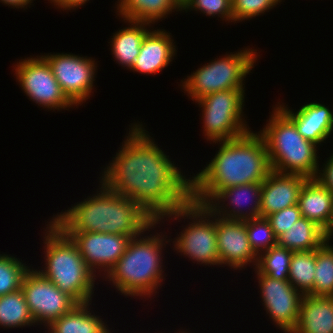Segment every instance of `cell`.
<instances>
[{
  "mask_svg": "<svg viewBox=\"0 0 333 333\" xmlns=\"http://www.w3.org/2000/svg\"><path fill=\"white\" fill-rule=\"evenodd\" d=\"M258 132L267 148L271 170L315 178L319 168L318 147L306 140L294 122L276 105Z\"/></svg>",
  "mask_w": 333,
  "mask_h": 333,
  "instance_id": "obj_6",
  "label": "cell"
},
{
  "mask_svg": "<svg viewBox=\"0 0 333 333\" xmlns=\"http://www.w3.org/2000/svg\"><path fill=\"white\" fill-rule=\"evenodd\" d=\"M293 251L278 245L258 255L255 274H264L277 280H288Z\"/></svg>",
  "mask_w": 333,
  "mask_h": 333,
  "instance_id": "obj_29",
  "label": "cell"
},
{
  "mask_svg": "<svg viewBox=\"0 0 333 333\" xmlns=\"http://www.w3.org/2000/svg\"><path fill=\"white\" fill-rule=\"evenodd\" d=\"M36 57H25L13 66L18 85L28 99L50 111L75 108L59 86L46 59L42 54Z\"/></svg>",
  "mask_w": 333,
  "mask_h": 333,
  "instance_id": "obj_10",
  "label": "cell"
},
{
  "mask_svg": "<svg viewBox=\"0 0 333 333\" xmlns=\"http://www.w3.org/2000/svg\"><path fill=\"white\" fill-rule=\"evenodd\" d=\"M144 127L140 122L131 124L99 182L134 200L159 220L192 201L191 178L181 172Z\"/></svg>",
  "mask_w": 333,
  "mask_h": 333,
  "instance_id": "obj_1",
  "label": "cell"
},
{
  "mask_svg": "<svg viewBox=\"0 0 333 333\" xmlns=\"http://www.w3.org/2000/svg\"><path fill=\"white\" fill-rule=\"evenodd\" d=\"M279 3L281 0H232L233 23L263 16Z\"/></svg>",
  "mask_w": 333,
  "mask_h": 333,
  "instance_id": "obj_33",
  "label": "cell"
},
{
  "mask_svg": "<svg viewBox=\"0 0 333 333\" xmlns=\"http://www.w3.org/2000/svg\"><path fill=\"white\" fill-rule=\"evenodd\" d=\"M42 56L62 91L75 106H81L90 99L97 75L96 59L71 53H44Z\"/></svg>",
  "mask_w": 333,
  "mask_h": 333,
  "instance_id": "obj_12",
  "label": "cell"
},
{
  "mask_svg": "<svg viewBox=\"0 0 333 333\" xmlns=\"http://www.w3.org/2000/svg\"><path fill=\"white\" fill-rule=\"evenodd\" d=\"M292 333H333V297L304 294Z\"/></svg>",
  "mask_w": 333,
  "mask_h": 333,
  "instance_id": "obj_21",
  "label": "cell"
},
{
  "mask_svg": "<svg viewBox=\"0 0 333 333\" xmlns=\"http://www.w3.org/2000/svg\"><path fill=\"white\" fill-rule=\"evenodd\" d=\"M65 234L76 244L89 269L95 275L98 272L97 277H102L103 274V277H105L124 254L131 240L130 236L121 234L95 232ZM101 272H103L102 275Z\"/></svg>",
  "mask_w": 333,
  "mask_h": 333,
  "instance_id": "obj_14",
  "label": "cell"
},
{
  "mask_svg": "<svg viewBox=\"0 0 333 333\" xmlns=\"http://www.w3.org/2000/svg\"><path fill=\"white\" fill-rule=\"evenodd\" d=\"M117 16L125 20L155 24L172 12H181L178 0H118Z\"/></svg>",
  "mask_w": 333,
  "mask_h": 333,
  "instance_id": "obj_23",
  "label": "cell"
},
{
  "mask_svg": "<svg viewBox=\"0 0 333 333\" xmlns=\"http://www.w3.org/2000/svg\"><path fill=\"white\" fill-rule=\"evenodd\" d=\"M0 2L8 7L11 6V8H24L25 10V8L27 9V7L32 5L31 3H33V0H0Z\"/></svg>",
  "mask_w": 333,
  "mask_h": 333,
  "instance_id": "obj_37",
  "label": "cell"
},
{
  "mask_svg": "<svg viewBox=\"0 0 333 333\" xmlns=\"http://www.w3.org/2000/svg\"><path fill=\"white\" fill-rule=\"evenodd\" d=\"M331 243L325 241L316 249L314 284L309 295L333 297V245Z\"/></svg>",
  "mask_w": 333,
  "mask_h": 333,
  "instance_id": "obj_28",
  "label": "cell"
},
{
  "mask_svg": "<svg viewBox=\"0 0 333 333\" xmlns=\"http://www.w3.org/2000/svg\"><path fill=\"white\" fill-rule=\"evenodd\" d=\"M301 216L326 231L333 217V194L315 178H308L299 193Z\"/></svg>",
  "mask_w": 333,
  "mask_h": 333,
  "instance_id": "obj_20",
  "label": "cell"
},
{
  "mask_svg": "<svg viewBox=\"0 0 333 333\" xmlns=\"http://www.w3.org/2000/svg\"><path fill=\"white\" fill-rule=\"evenodd\" d=\"M332 236H333V217H332V221L328 227V229L325 231V238H326V241H329L332 239Z\"/></svg>",
  "mask_w": 333,
  "mask_h": 333,
  "instance_id": "obj_38",
  "label": "cell"
},
{
  "mask_svg": "<svg viewBox=\"0 0 333 333\" xmlns=\"http://www.w3.org/2000/svg\"><path fill=\"white\" fill-rule=\"evenodd\" d=\"M100 183L96 194L58 212L50 220L64 233H110L131 238L140 235L155 221L134 200Z\"/></svg>",
  "mask_w": 333,
  "mask_h": 333,
  "instance_id": "obj_3",
  "label": "cell"
},
{
  "mask_svg": "<svg viewBox=\"0 0 333 333\" xmlns=\"http://www.w3.org/2000/svg\"><path fill=\"white\" fill-rule=\"evenodd\" d=\"M308 178L299 174L271 170L261 183L260 217L298 204V197Z\"/></svg>",
  "mask_w": 333,
  "mask_h": 333,
  "instance_id": "obj_17",
  "label": "cell"
},
{
  "mask_svg": "<svg viewBox=\"0 0 333 333\" xmlns=\"http://www.w3.org/2000/svg\"><path fill=\"white\" fill-rule=\"evenodd\" d=\"M245 224L251 248L257 255L277 245V237L266 217L248 219Z\"/></svg>",
  "mask_w": 333,
  "mask_h": 333,
  "instance_id": "obj_31",
  "label": "cell"
},
{
  "mask_svg": "<svg viewBox=\"0 0 333 333\" xmlns=\"http://www.w3.org/2000/svg\"><path fill=\"white\" fill-rule=\"evenodd\" d=\"M190 10V11H189ZM199 11L206 16H218L228 23L233 22L232 0H185L181 4L182 12Z\"/></svg>",
  "mask_w": 333,
  "mask_h": 333,
  "instance_id": "obj_32",
  "label": "cell"
},
{
  "mask_svg": "<svg viewBox=\"0 0 333 333\" xmlns=\"http://www.w3.org/2000/svg\"><path fill=\"white\" fill-rule=\"evenodd\" d=\"M158 224L161 225L158 220H155L140 235L132 237L124 254L103 277L109 281L108 283H113L111 285L119 291V294L131 296V298L146 299L147 297L148 299L153 294V296L156 295L161 283L165 280L162 251L172 238L166 239L168 238L165 235L166 231L164 235L162 232L149 234V231L154 230ZM145 232L149 235L145 236Z\"/></svg>",
  "mask_w": 333,
  "mask_h": 333,
  "instance_id": "obj_4",
  "label": "cell"
},
{
  "mask_svg": "<svg viewBox=\"0 0 333 333\" xmlns=\"http://www.w3.org/2000/svg\"><path fill=\"white\" fill-rule=\"evenodd\" d=\"M21 290L36 325L49 326L78 303L33 267L25 273Z\"/></svg>",
  "mask_w": 333,
  "mask_h": 333,
  "instance_id": "obj_11",
  "label": "cell"
},
{
  "mask_svg": "<svg viewBox=\"0 0 333 333\" xmlns=\"http://www.w3.org/2000/svg\"><path fill=\"white\" fill-rule=\"evenodd\" d=\"M43 235L44 269L38 271L78 304L91 302L98 278L83 260L76 244L51 220Z\"/></svg>",
  "mask_w": 333,
  "mask_h": 333,
  "instance_id": "obj_5",
  "label": "cell"
},
{
  "mask_svg": "<svg viewBox=\"0 0 333 333\" xmlns=\"http://www.w3.org/2000/svg\"><path fill=\"white\" fill-rule=\"evenodd\" d=\"M55 8L62 10H76L82 5L86 4L89 0H48Z\"/></svg>",
  "mask_w": 333,
  "mask_h": 333,
  "instance_id": "obj_36",
  "label": "cell"
},
{
  "mask_svg": "<svg viewBox=\"0 0 333 333\" xmlns=\"http://www.w3.org/2000/svg\"><path fill=\"white\" fill-rule=\"evenodd\" d=\"M324 162L323 166L318 168L315 179L333 194V153Z\"/></svg>",
  "mask_w": 333,
  "mask_h": 333,
  "instance_id": "obj_35",
  "label": "cell"
},
{
  "mask_svg": "<svg viewBox=\"0 0 333 333\" xmlns=\"http://www.w3.org/2000/svg\"><path fill=\"white\" fill-rule=\"evenodd\" d=\"M316 265V249L293 252L288 281L299 292L309 294L313 290Z\"/></svg>",
  "mask_w": 333,
  "mask_h": 333,
  "instance_id": "obj_27",
  "label": "cell"
},
{
  "mask_svg": "<svg viewBox=\"0 0 333 333\" xmlns=\"http://www.w3.org/2000/svg\"><path fill=\"white\" fill-rule=\"evenodd\" d=\"M165 218L169 221L170 218L190 219L187 221V227L184 226L172 241L174 252L176 250L177 254L187 256L189 260L194 261L193 263L219 266L215 214L206 205L191 201L158 221L164 223Z\"/></svg>",
  "mask_w": 333,
  "mask_h": 333,
  "instance_id": "obj_8",
  "label": "cell"
},
{
  "mask_svg": "<svg viewBox=\"0 0 333 333\" xmlns=\"http://www.w3.org/2000/svg\"><path fill=\"white\" fill-rule=\"evenodd\" d=\"M215 222L219 267L229 266L233 270L245 269L247 265L256 267L258 255L251 248L245 220H229L215 215Z\"/></svg>",
  "mask_w": 333,
  "mask_h": 333,
  "instance_id": "obj_15",
  "label": "cell"
},
{
  "mask_svg": "<svg viewBox=\"0 0 333 333\" xmlns=\"http://www.w3.org/2000/svg\"><path fill=\"white\" fill-rule=\"evenodd\" d=\"M301 212L298 204L287 207L280 211L266 216L276 237L289 230L291 226L300 218Z\"/></svg>",
  "mask_w": 333,
  "mask_h": 333,
  "instance_id": "obj_34",
  "label": "cell"
},
{
  "mask_svg": "<svg viewBox=\"0 0 333 333\" xmlns=\"http://www.w3.org/2000/svg\"><path fill=\"white\" fill-rule=\"evenodd\" d=\"M219 144L206 166L191 177L192 201L207 205L221 190L248 183H262L271 171L266 144L254 131Z\"/></svg>",
  "mask_w": 333,
  "mask_h": 333,
  "instance_id": "obj_2",
  "label": "cell"
},
{
  "mask_svg": "<svg viewBox=\"0 0 333 333\" xmlns=\"http://www.w3.org/2000/svg\"><path fill=\"white\" fill-rule=\"evenodd\" d=\"M91 303L77 304L49 327L56 333H112L103 319L92 312Z\"/></svg>",
  "mask_w": 333,
  "mask_h": 333,
  "instance_id": "obj_24",
  "label": "cell"
},
{
  "mask_svg": "<svg viewBox=\"0 0 333 333\" xmlns=\"http://www.w3.org/2000/svg\"><path fill=\"white\" fill-rule=\"evenodd\" d=\"M11 254H0V296L21 289L25 273L31 266Z\"/></svg>",
  "mask_w": 333,
  "mask_h": 333,
  "instance_id": "obj_30",
  "label": "cell"
},
{
  "mask_svg": "<svg viewBox=\"0 0 333 333\" xmlns=\"http://www.w3.org/2000/svg\"><path fill=\"white\" fill-rule=\"evenodd\" d=\"M325 241V231L305 217H300L288 231L277 237L279 247L293 252L315 250Z\"/></svg>",
  "mask_w": 333,
  "mask_h": 333,
  "instance_id": "obj_25",
  "label": "cell"
},
{
  "mask_svg": "<svg viewBox=\"0 0 333 333\" xmlns=\"http://www.w3.org/2000/svg\"><path fill=\"white\" fill-rule=\"evenodd\" d=\"M153 29L144 37L139 54L130 71L144 75L160 73L174 60V56L176 57L177 46L174 45L172 34L162 28Z\"/></svg>",
  "mask_w": 333,
  "mask_h": 333,
  "instance_id": "obj_19",
  "label": "cell"
},
{
  "mask_svg": "<svg viewBox=\"0 0 333 333\" xmlns=\"http://www.w3.org/2000/svg\"><path fill=\"white\" fill-rule=\"evenodd\" d=\"M262 305L273 324L284 333L295 329L303 294L288 280H277L264 274H256Z\"/></svg>",
  "mask_w": 333,
  "mask_h": 333,
  "instance_id": "obj_13",
  "label": "cell"
},
{
  "mask_svg": "<svg viewBox=\"0 0 333 333\" xmlns=\"http://www.w3.org/2000/svg\"><path fill=\"white\" fill-rule=\"evenodd\" d=\"M45 329L47 328L48 329V331H46L45 330V332H47V333H56V332H54L53 331V329H51L49 326H43Z\"/></svg>",
  "mask_w": 333,
  "mask_h": 333,
  "instance_id": "obj_39",
  "label": "cell"
},
{
  "mask_svg": "<svg viewBox=\"0 0 333 333\" xmlns=\"http://www.w3.org/2000/svg\"><path fill=\"white\" fill-rule=\"evenodd\" d=\"M36 325L23 291L0 296V326L3 329L30 327Z\"/></svg>",
  "mask_w": 333,
  "mask_h": 333,
  "instance_id": "obj_26",
  "label": "cell"
},
{
  "mask_svg": "<svg viewBox=\"0 0 333 333\" xmlns=\"http://www.w3.org/2000/svg\"><path fill=\"white\" fill-rule=\"evenodd\" d=\"M258 56L256 49L247 47L236 53H226L224 57L217 56V60L205 63L190 76L183 78L180 82L181 89L193 102L210 93L245 89L244 78L252 73L256 60H259Z\"/></svg>",
  "mask_w": 333,
  "mask_h": 333,
  "instance_id": "obj_7",
  "label": "cell"
},
{
  "mask_svg": "<svg viewBox=\"0 0 333 333\" xmlns=\"http://www.w3.org/2000/svg\"><path fill=\"white\" fill-rule=\"evenodd\" d=\"M244 205L248 208H245ZM206 206L215 215L224 219L248 220L260 217L261 183H248L225 188Z\"/></svg>",
  "mask_w": 333,
  "mask_h": 333,
  "instance_id": "obj_16",
  "label": "cell"
},
{
  "mask_svg": "<svg viewBox=\"0 0 333 333\" xmlns=\"http://www.w3.org/2000/svg\"><path fill=\"white\" fill-rule=\"evenodd\" d=\"M277 105L295 124L298 132L316 145H323L333 133V111L319 102H310L300 107L298 111L289 109L286 103ZM286 105V106H285ZM295 112V113H294Z\"/></svg>",
  "mask_w": 333,
  "mask_h": 333,
  "instance_id": "obj_18",
  "label": "cell"
},
{
  "mask_svg": "<svg viewBox=\"0 0 333 333\" xmlns=\"http://www.w3.org/2000/svg\"><path fill=\"white\" fill-rule=\"evenodd\" d=\"M128 27L117 30L110 40V47L116 63L130 70L139 54L144 37L151 31L152 24L123 19Z\"/></svg>",
  "mask_w": 333,
  "mask_h": 333,
  "instance_id": "obj_22",
  "label": "cell"
},
{
  "mask_svg": "<svg viewBox=\"0 0 333 333\" xmlns=\"http://www.w3.org/2000/svg\"><path fill=\"white\" fill-rule=\"evenodd\" d=\"M244 94V89H230L210 93L195 101L202 110L203 135L210 144L236 139L251 131L243 115Z\"/></svg>",
  "mask_w": 333,
  "mask_h": 333,
  "instance_id": "obj_9",
  "label": "cell"
},
{
  "mask_svg": "<svg viewBox=\"0 0 333 333\" xmlns=\"http://www.w3.org/2000/svg\"><path fill=\"white\" fill-rule=\"evenodd\" d=\"M177 333H190L189 331H187V329L185 330V331H179V332H177Z\"/></svg>",
  "mask_w": 333,
  "mask_h": 333,
  "instance_id": "obj_40",
  "label": "cell"
}]
</instances>
